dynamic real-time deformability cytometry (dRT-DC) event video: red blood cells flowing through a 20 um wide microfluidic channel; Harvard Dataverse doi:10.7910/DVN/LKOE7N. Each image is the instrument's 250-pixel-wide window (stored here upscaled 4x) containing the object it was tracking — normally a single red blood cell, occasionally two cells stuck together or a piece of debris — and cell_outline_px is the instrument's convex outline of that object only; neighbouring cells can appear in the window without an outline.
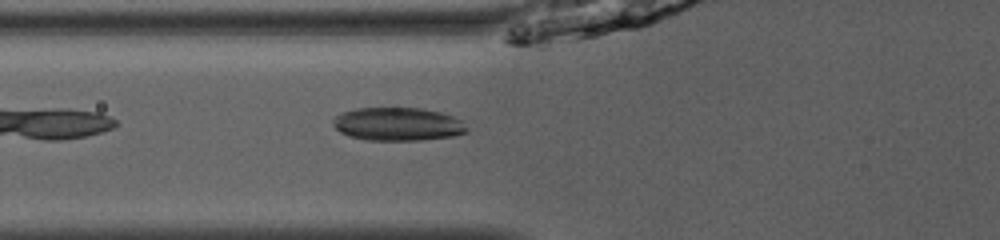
{"species": "common noctule bat (a hibernating species)", "species_latin": "Nyctalus noctula", "temperature_condition": "room temperature", "stored_images_in_passage": 23, "camera_frame_rate_fps": 3000, "um_per_image_px": 0.085, "animal": {"sex": "male", "body_mass_g": 13.0, "forearm_length_mm": 53.1}, "frame": {"image": 1, "passage_image": 4, "time_ms": 1.0, "image_size_px": [1000, 240], "cell_outline_px": [[468, 132], [456, 136], [420, 140], [364, 140], [348, 136], [340, 132], [332, 124], [332, 120], [340, 112], [356, 108], [424, 108], [440, 112], [464, 120], [468, 128]], "centroid_in_image_um": [33.83, 10.55], "position_along_channel_um": 92.0, "area_um2": 26.36}}